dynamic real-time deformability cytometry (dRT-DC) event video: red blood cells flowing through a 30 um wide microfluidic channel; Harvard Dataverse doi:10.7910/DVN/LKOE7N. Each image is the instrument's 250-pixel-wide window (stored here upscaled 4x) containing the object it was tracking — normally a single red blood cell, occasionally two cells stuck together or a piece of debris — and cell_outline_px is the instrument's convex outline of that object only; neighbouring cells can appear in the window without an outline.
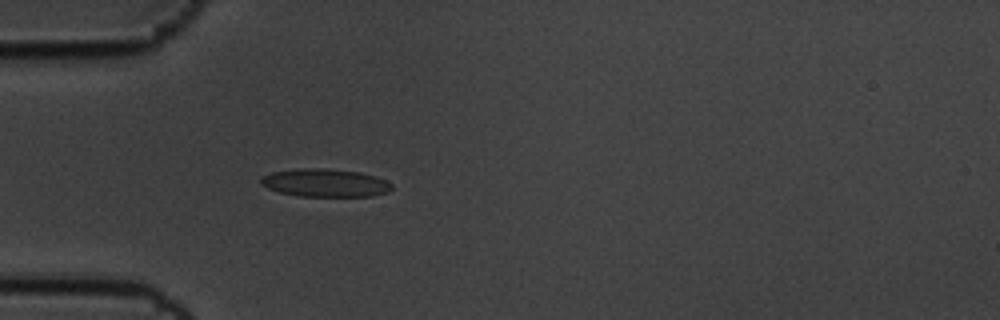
{"species": "common noctule bat (a hibernating species)", "species_latin": "Nyctalus noctula", "temperature_condition": "cold", "stored_images_in_passage": 1, "camera_frame_rate_fps": 3000, "um_per_image_px": 0.085, "animal": {"sex": "male", "body_mass_g": 19.5, "forearm_length_mm": 54.6}, "frame": {"image": 1, "passage_image": 1, "time_ms": 0.0, "image_size_px": [1000, 320], "cell_outline_px": [[392, 188], [388, 192], [372, 196], [300, 196], [280, 192], [268, 188], [260, 184], [260, 180], [264, 176], [272, 172], [296, 168], [320, 168], [360, 172], [376, 176], [392, 184]], "centroid_in_image_um": [27.64, 15.54], "position_along_channel_um": 57.4, "area_um2": 21.27}}